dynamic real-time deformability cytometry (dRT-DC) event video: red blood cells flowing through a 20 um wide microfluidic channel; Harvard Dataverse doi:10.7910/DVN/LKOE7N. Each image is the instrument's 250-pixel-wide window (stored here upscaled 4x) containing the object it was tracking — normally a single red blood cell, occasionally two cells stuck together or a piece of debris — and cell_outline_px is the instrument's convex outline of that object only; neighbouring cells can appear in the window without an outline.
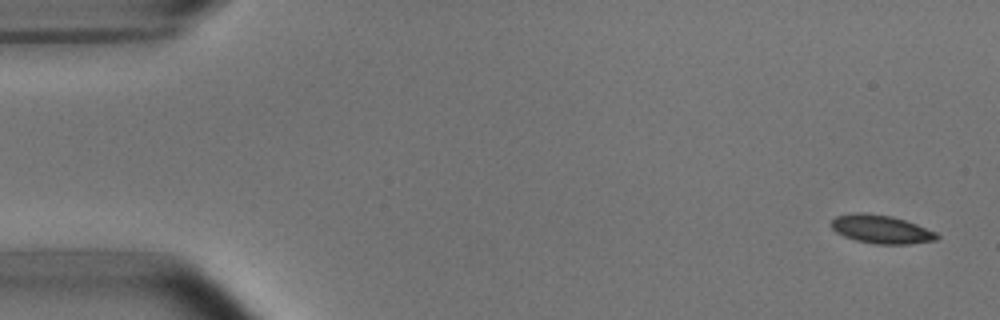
{"species": "common noctule bat (a hibernating species)", "species_latin": "Nyctalus noctula", "temperature_condition": "room temperature", "stored_images_in_passage": 6, "camera_frame_rate_fps": 3000, "um_per_image_px": 0.085, "animal": {"sex": "male", "body_mass_g": 15.6}, "frame": {"image": 1, "passage_image": 1, "time_ms": 0.0, "image_size_px": [1000, 320], "cell_outline_px": [[940, 236], [936, 240], [908, 244], [876, 244], [856, 240], [844, 236], [836, 232], [832, 228], [832, 220], [836, 216], [856, 212], [864, 212], [892, 216], [916, 224], [936, 232]], "centroid_in_image_um": [74.9, 19.48], "position_along_channel_um": 10.1, "area_um2": 17.4}}
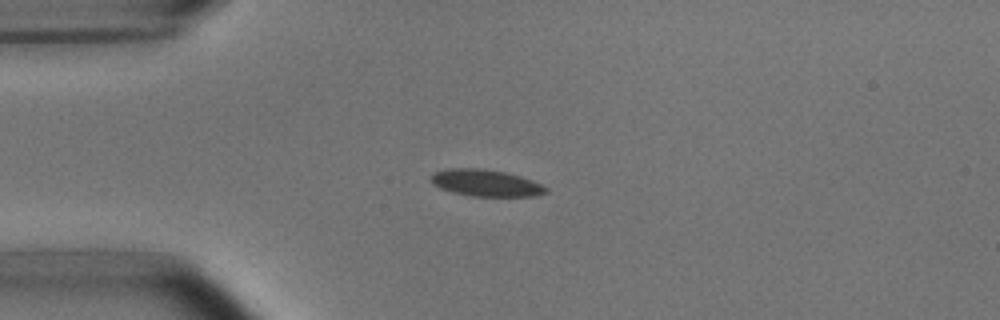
{"frame": {"image": 2, "passage_image": 4, "time_ms": 1.0, "image_size_px": [1000, 320], "cell_outline_px": [[548, 192], [536, 196], [472, 196], [452, 192], [440, 188], [432, 184], [432, 176], [436, 172], [448, 168], [480, 168], [504, 172], [520, 176], [532, 180], [548, 188]], "centroid_in_image_um": [41.31, 15.56], "position_along_channel_um": 43.7, "area_um2": 17.8}}